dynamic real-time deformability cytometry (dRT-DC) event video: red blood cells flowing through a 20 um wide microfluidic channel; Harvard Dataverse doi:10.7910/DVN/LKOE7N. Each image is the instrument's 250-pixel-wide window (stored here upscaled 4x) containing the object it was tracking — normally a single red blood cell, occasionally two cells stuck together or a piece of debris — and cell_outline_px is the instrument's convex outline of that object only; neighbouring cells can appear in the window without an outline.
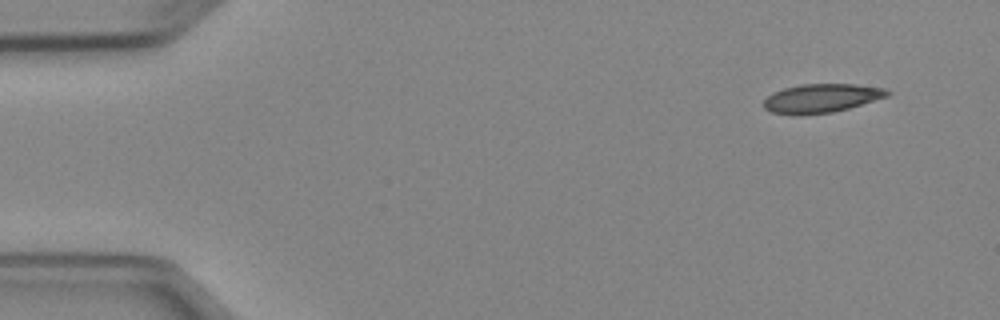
{"species": "Egyptian fruit bat (a non-hibernating species)", "species_latin": "Rousettus aegyptiacus", "temperature_condition": "cold", "stored_images_in_passage": 4, "camera_frame_rate_fps": 3000, "um_per_image_px": 0.085, "animal": {"sex": "female"}, "frame": {"image": 1, "passage_image": 1, "time_ms": 0.0, "image_size_px": [1000, 320], "cell_outline_px": [[892, 92], [888, 96], [848, 108], [832, 112], [772, 112], [764, 108], [764, 100], [772, 92], [784, 88], [800, 84], [856, 84], [884, 88]], "centroid_in_image_um": [69.88, 8.29], "position_along_channel_um": 15.1, "area_um2": 19.94}}
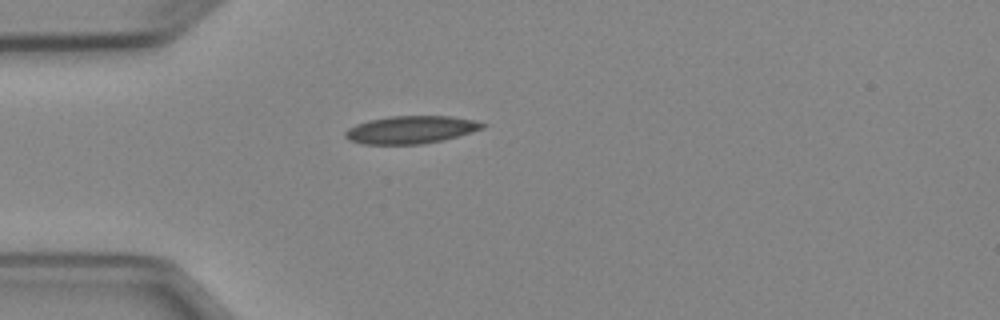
{"frame": {"image": 2, "passage_image": 4, "time_ms": 3.333, "image_size_px": [1000, 320], "cell_outline_px": [[488, 124], [484, 128], [472, 132], [440, 140], [420, 144], [364, 144], [348, 140], [344, 136], [344, 132], [348, 128], [356, 124], [368, 120], [392, 116], [452, 116], [472, 120]], "centroid_in_image_um": [34.89, 11.02], "position_along_channel_um": 50.1, "area_um2": 22.02}}